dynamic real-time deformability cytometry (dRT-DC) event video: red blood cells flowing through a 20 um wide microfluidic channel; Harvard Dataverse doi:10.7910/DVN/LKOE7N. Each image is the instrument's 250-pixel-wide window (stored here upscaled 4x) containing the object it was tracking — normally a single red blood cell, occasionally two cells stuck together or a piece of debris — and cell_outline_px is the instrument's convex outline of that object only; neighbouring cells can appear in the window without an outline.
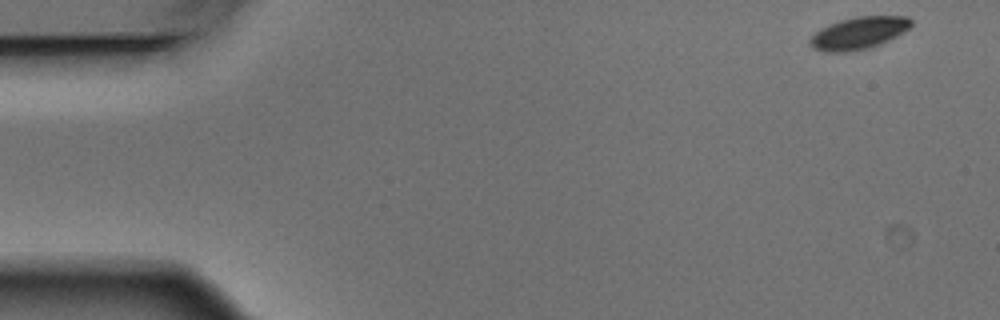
{"species": "Egyptian fruit bat (a non-hibernating species)", "species_latin": "Rousettus aegyptiacus", "temperature_condition": "warm", "stored_images_in_passage": 8, "camera_frame_rate_fps": 3000, "um_per_image_px": 0.085, "animal": {"sex": "male"}, "frame": {"image": 1, "passage_image": 1, "time_ms": 0.0, "image_size_px": [1000, 320], "cell_outline_px": [[912, 24], [908, 28], [896, 36], [872, 48], [844, 52], [824, 52], [812, 48], [808, 40], [820, 28], [840, 20], [856, 16], [908, 16], [912, 20]], "centroid_in_image_um": [72.97, 2.81], "position_along_channel_um": 12.0, "area_um2": 19.02}}
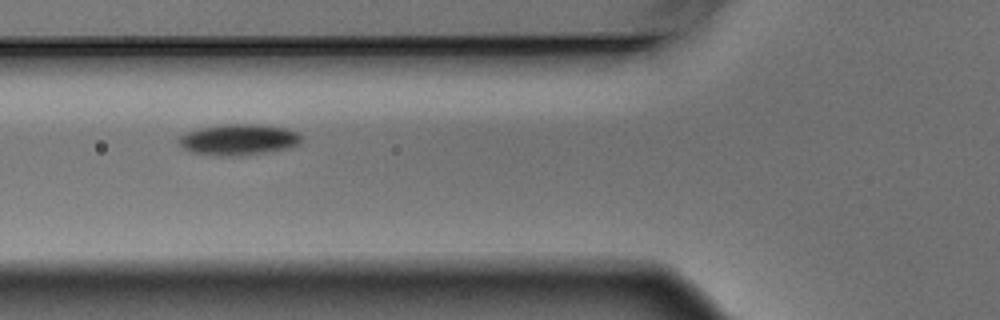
{"frame": {"image": 2, "passage_image": 6, "time_ms": 1.667, "image_size_px": [1000, 320], "cell_outline_px": [[300, 144], [292, 148], [244, 156], [220, 156], [192, 152], [184, 148], [176, 140], [180, 136], [188, 132], [200, 128], [220, 124], [260, 124], [288, 128], [300, 132]], "centroid_in_image_um": [20.34, 11.87], "position_along_channel_um": 105.5, "area_um2": 22.54}}
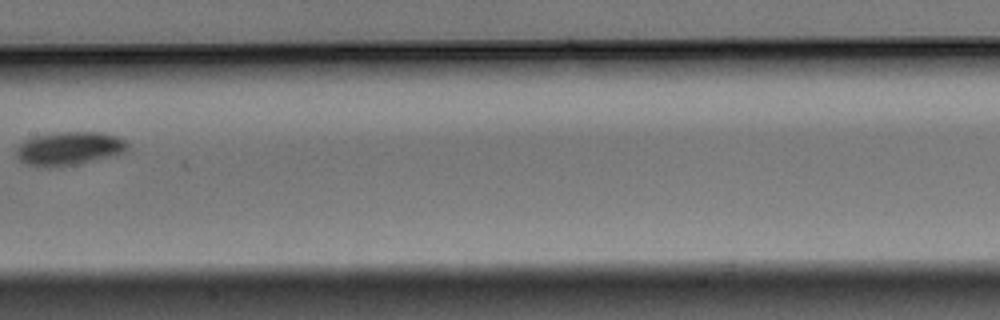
{"frame": {"image": 3, "passage_image": 8, "time_ms": 2.333, "image_size_px": [1000, 320], "cell_outline_px": [[128, 148], [124, 152], [116, 156], [76, 164], [48, 168], [44, 168], [24, 164], [16, 156], [16, 148], [24, 140], [32, 136], [60, 132], [100, 132], [116, 136], [124, 140], [128, 144]], "centroid_in_image_um": [5.85, 12.63], "position_along_channel_um": 201.5, "area_um2": 22.02}}